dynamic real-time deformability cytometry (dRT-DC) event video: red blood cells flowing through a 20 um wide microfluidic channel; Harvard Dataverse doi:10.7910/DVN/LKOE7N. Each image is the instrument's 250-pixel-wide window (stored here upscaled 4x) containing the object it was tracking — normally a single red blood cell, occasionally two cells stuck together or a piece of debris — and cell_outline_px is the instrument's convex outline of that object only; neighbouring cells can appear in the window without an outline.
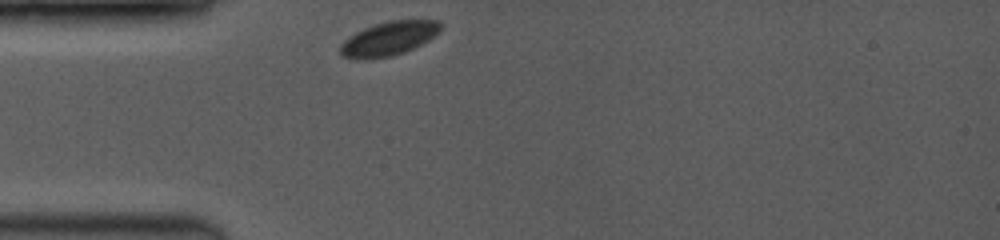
{"species": "common noctule bat (a hibernating species)", "species_latin": "Nyctalus noctula", "temperature_condition": "room temperature", "stored_images_in_passage": 21, "camera_frame_rate_fps": 3500, "um_per_image_px": 0.085, "animal": {"sex": "female", "body_mass_g": 19.0, "forearm_length_mm": 53.3}, "frame": {"image": 1, "passage_image": 1, "time_ms": 0.0, "image_size_px": [1000, 240], "cell_outline_px": [[440, 32], [428, 40], [404, 52], [388, 56], [364, 60], [344, 56], [340, 52], [340, 44], [348, 36], [364, 28], [388, 20], [440, 20]], "centroid_in_image_um": [33.03, 3.27], "position_along_channel_um": 52.0, "area_um2": 19.65}}
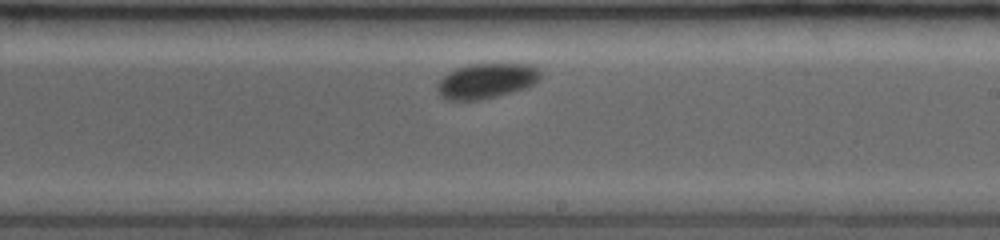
{"frame": {"image": 2, "passage_image": 12, "time_ms": 5.429, "image_size_px": [1000, 240], "cell_outline_px": [[544, 72], [536, 84], [512, 92], [480, 100], [444, 100], [436, 92], [436, 84], [448, 72], [456, 68], [472, 64], [528, 64]], "centroid_in_image_um": [41.33, 6.88], "position_along_channel_um": 247.7, "area_um2": 21.33}}
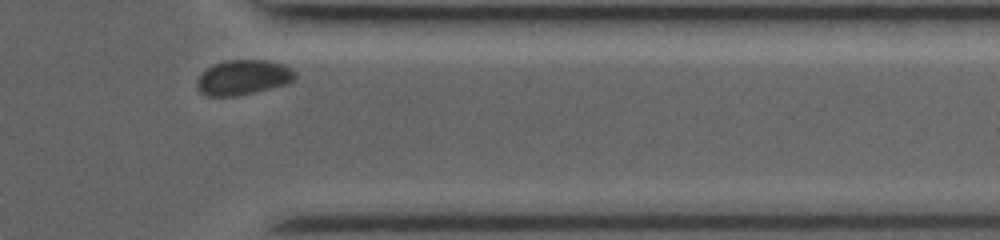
{"frame": {"image": 3, "passage_image": 21, "time_ms": 9.143, "image_size_px": [1000, 240], "cell_outline_px": [[296, 76], [288, 84], [256, 92], [236, 96], [208, 96], [200, 92], [196, 84], [196, 80], [212, 64], [228, 60], [264, 60], [284, 64], [292, 68], [296, 72]], "centroid_in_image_um": [20.69, 6.58], "position_along_channel_um": 390.7, "area_um2": 20.06}}